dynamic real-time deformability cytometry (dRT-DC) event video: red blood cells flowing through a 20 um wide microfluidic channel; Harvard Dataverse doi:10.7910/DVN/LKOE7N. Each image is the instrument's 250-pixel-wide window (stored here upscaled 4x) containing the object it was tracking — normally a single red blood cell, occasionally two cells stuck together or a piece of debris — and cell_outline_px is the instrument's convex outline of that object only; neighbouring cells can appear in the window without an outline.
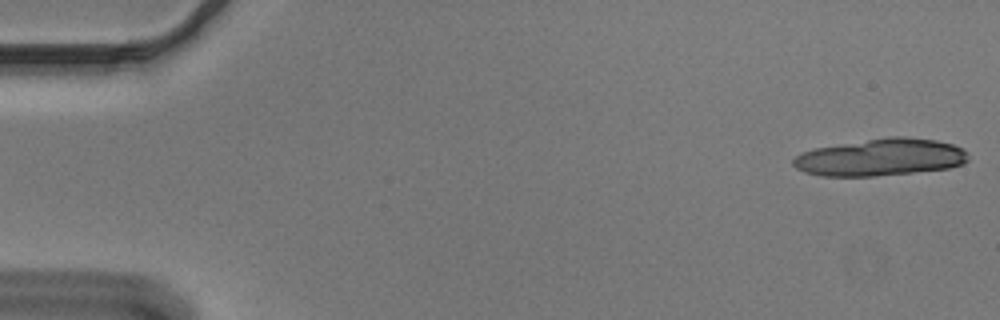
{"species": "Egyptian fruit bat (a non-hibernating species)", "species_latin": "Rousettus aegyptiacus", "temperature_condition": "cold", "stored_images_in_passage": 17, "camera_frame_rate_fps": 3000, "um_per_image_px": 0.085, "animal": {"sex": "male"}, "frame": {"image": 1, "passage_image": 1, "time_ms": 0.0, "image_size_px": [1000, 320], "cell_outline_px": [[968, 160], [964, 164], [948, 168], [912, 172], [872, 176], [820, 176], [804, 172], [796, 168], [792, 164], [792, 160], [800, 152], [816, 148], [888, 136], [904, 136], [936, 140], [952, 144], [964, 148], [968, 156]], "centroid_in_image_um": [74.84, 13.37], "position_along_channel_um": 10.2, "area_um2": 37.92}}